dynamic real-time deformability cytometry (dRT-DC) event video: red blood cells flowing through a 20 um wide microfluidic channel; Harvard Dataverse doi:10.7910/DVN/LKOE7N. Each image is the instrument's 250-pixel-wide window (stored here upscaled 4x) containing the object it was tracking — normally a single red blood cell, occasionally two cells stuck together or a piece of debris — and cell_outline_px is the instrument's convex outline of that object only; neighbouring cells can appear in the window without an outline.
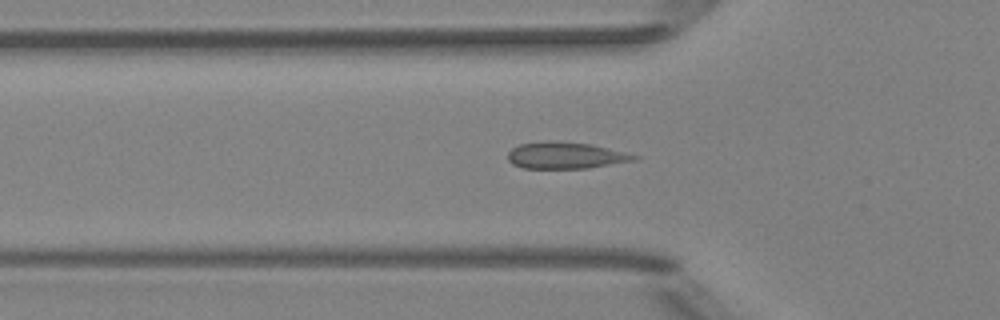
{"species": "Egyptian fruit bat (a non-hibernating species)", "species_latin": "Rousettus aegyptiacus", "temperature_condition": "room temperature", "stored_images_in_passage": 49, "camera_frame_rate_fps": 3000, "um_per_image_px": 0.085, "animal": {"sex": "female"}, "frame": {"image": 1, "passage_image": 14, "time_ms": 4.333, "image_size_px": [1000, 320], "cell_outline_px": [[640, 156], [636, 160], [588, 168], [520, 168], [512, 164], [508, 160], [508, 152], [512, 148], [520, 144], [592, 144]], "centroid_in_image_um": [48.1, 13.27], "position_along_channel_um": 77.7, "area_um2": 18.55}}
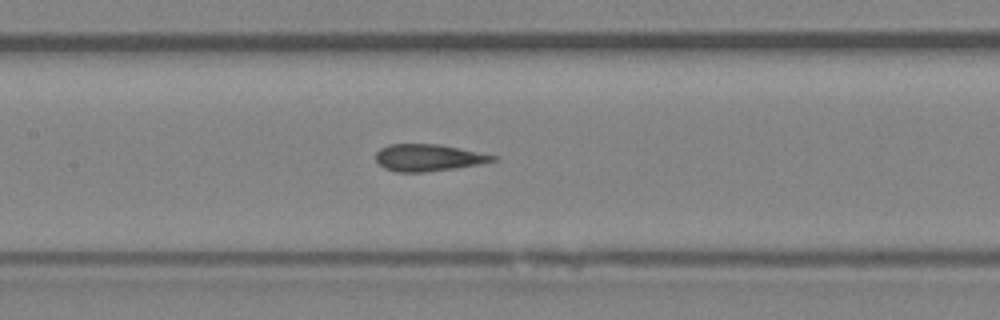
{"frame": {"image": 2, "passage_image": 21, "time_ms": 6.667, "image_size_px": [1000, 320], "cell_outline_px": [[500, 160], [480, 164], [456, 168], [424, 172], [396, 172], [384, 168], [376, 160], [376, 152], [380, 148], [388, 144], [440, 144], [500, 156]], "centroid_in_image_um": [36.46, 13.4], "position_along_channel_um": 170.9, "area_um2": 18.61}}
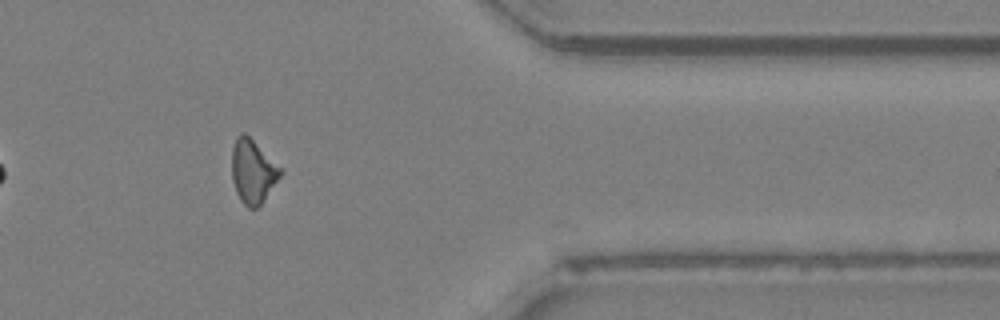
{"frame": {"image": 3, "passage_image": 39, "time_ms": 12.667, "image_size_px": [1000, 320], "cell_outline_px": [[284, 172], [264, 200], [256, 208], [248, 208], [240, 200], [236, 192], [232, 180], [232, 148], [236, 136], [240, 132], [244, 132]], "centroid_in_image_um": [21.46, 14.59], "position_along_channel_um": 389.9, "area_um2": 17.8}, "authors_computed_cell_mechanics": {"area_um2": 18.5538, "velocity_mm_per_s": 4.003, "shape_relaxation_time_tau1_ms": null, "shape_relaxation_time_tau2_ms": 2.7642, "deformation_change_tau1": null, "deformation_change_tau2": 0.1073}}